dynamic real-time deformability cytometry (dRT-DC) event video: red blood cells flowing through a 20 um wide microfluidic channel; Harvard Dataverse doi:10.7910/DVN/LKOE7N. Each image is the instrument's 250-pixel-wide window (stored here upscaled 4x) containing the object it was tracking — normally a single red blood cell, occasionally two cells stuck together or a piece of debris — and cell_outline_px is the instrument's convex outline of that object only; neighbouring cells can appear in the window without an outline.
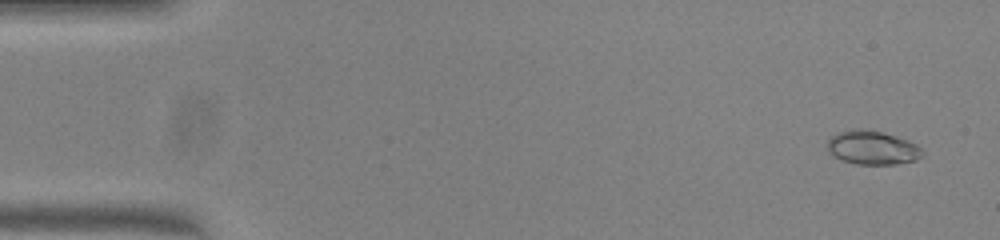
{"species": "common noctule bat (a hibernating species)", "species_latin": "Nyctalus noctula", "temperature_condition": "warm", "stored_images_in_passage": 51, "camera_frame_rate_fps": 3000, "um_per_image_px": 0.085, "animal": {"sex": "female", "body_mass_g": 23.0, "forearm_length_mm": 53.4}, "frame": {"image": 1, "passage_image": 3, "time_ms": 0.667, "image_size_px": [1000, 240], "cell_outline_px": [[924, 156], [916, 160], [896, 164], [856, 164], [844, 160], [828, 152], [828, 140], [832, 136], [840, 132], [852, 128], [860, 128], [880, 132], [916, 144], [924, 152]], "centroid_in_image_um": [74.15, 12.56], "position_along_channel_um": 10.8, "area_um2": 18.38}}
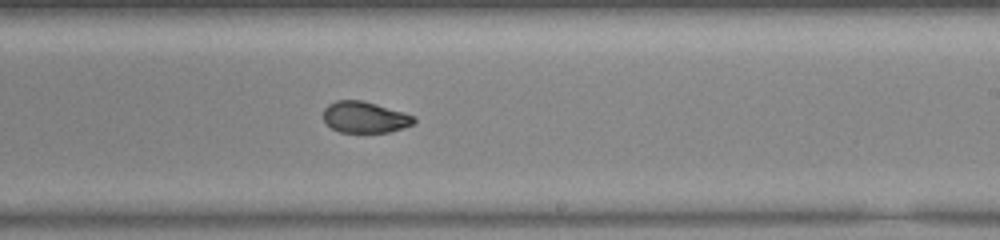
{"frame": {"image": 2, "passage_image": 31, "time_ms": 10.0, "image_size_px": [1000, 240], "cell_outline_px": [[416, 120], [412, 124], [404, 128], [388, 132], [340, 132], [332, 128], [324, 120], [324, 108], [328, 104], [336, 100], [360, 100], [376, 104], [404, 112], [416, 116]], "centroid_in_image_um": [31.03, 9.96], "position_along_channel_um": 258.0, "area_um2": 16.47}}
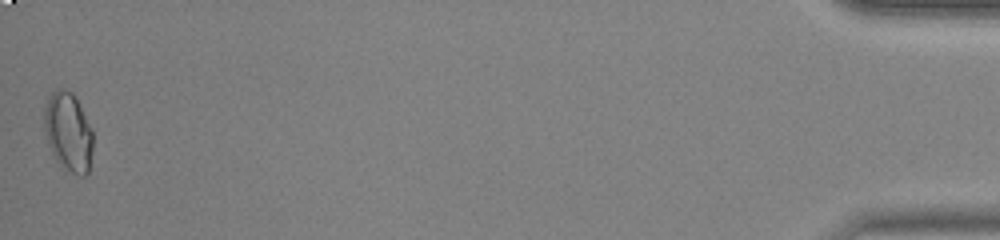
{"frame": {"image": 3, "passage_image": 51, "time_ms": 16.667, "image_size_px": [1000, 240], "cell_outline_px": [[92, 152], [88, 172], [84, 176], [80, 176], [60, 168], [48, 144], [44, 132], [44, 108], [52, 92], [56, 88], [64, 88], [72, 92], [76, 96], [92, 128]], "centroid_in_image_um": [5.8, 11.22], "position_along_channel_um": 429.4, "area_um2": 22.83}, "authors_computed_cell_mechanics": {"area_um2": 17.8024, "velocity_mm_per_s": 4.037, "shape_relaxation_time_tau1_ms": 4.5708, "shape_relaxation_time_tau2_ms": null, "deformation_change_tau1": 0.171, "deformation_change_tau2": null}}